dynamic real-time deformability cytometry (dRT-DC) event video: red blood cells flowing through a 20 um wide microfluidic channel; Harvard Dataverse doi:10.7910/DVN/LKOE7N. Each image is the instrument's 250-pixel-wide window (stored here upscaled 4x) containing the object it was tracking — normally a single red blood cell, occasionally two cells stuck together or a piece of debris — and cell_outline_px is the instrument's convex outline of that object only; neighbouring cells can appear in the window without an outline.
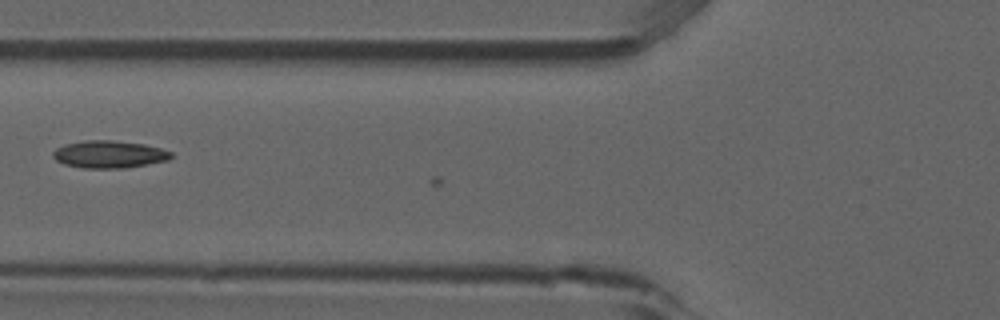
{"species": "common noctule bat (a hibernating species)", "species_latin": "Nyctalus noctula", "temperature_condition": "room temperature", "stored_images_in_passage": 6, "camera_frame_rate_fps": 3000, "um_per_image_px": 0.085, "animal": {"sex": "male", "forearm_length_mm": 52.5}, "frame": {"image": 1, "passage_image": 5, "time_ms": 1.333, "image_size_px": [1000, 320], "cell_outline_px": [[172, 156], [168, 160], [124, 168], [84, 168], [64, 164], [56, 160], [52, 156], [52, 152], [56, 148], [64, 144], [84, 140], [112, 140], [144, 144], [160, 148], [172, 152]], "centroid_in_image_um": [9.25, 13.11], "position_along_channel_um": 116.6, "area_um2": 18.84}}